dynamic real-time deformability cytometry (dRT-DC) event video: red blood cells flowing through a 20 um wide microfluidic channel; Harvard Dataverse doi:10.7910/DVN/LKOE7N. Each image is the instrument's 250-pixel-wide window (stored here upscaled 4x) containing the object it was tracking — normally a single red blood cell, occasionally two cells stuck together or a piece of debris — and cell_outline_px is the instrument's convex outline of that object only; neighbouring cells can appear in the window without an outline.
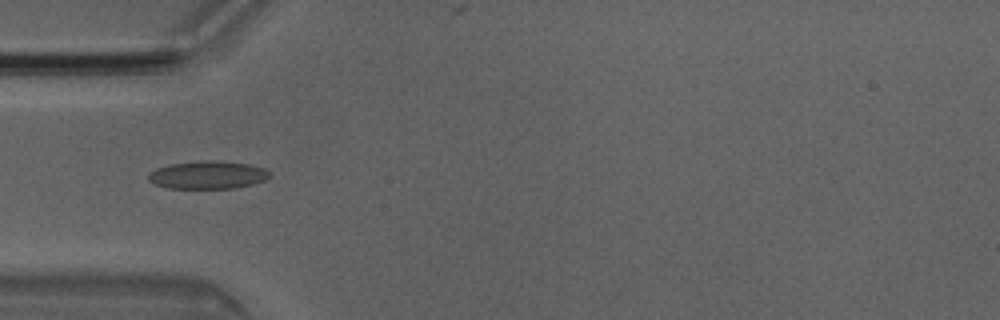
{"species": "Egyptian fruit bat (a non-hibernating species)", "species_latin": "Rousettus aegyptiacus", "temperature_condition": "room temperature", "stored_images_in_passage": 5, "camera_frame_rate_fps": 3000, "um_per_image_px": 0.085, "animal": {"sex": "male"}, "frame": {"image": 1, "passage_image": 4, "time_ms": 1.0, "image_size_px": [1000, 320], "cell_outline_px": [[268, 176], [264, 180], [252, 184], [232, 188], [168, 188], [152, 184], [148, 180], [148, 172], [156, 168], [172, 164], [200, 160], [216, 160], [248, 164], [264, 168], [268, 172]], "centroid_in_image_um": [17.59, 14.86], "position_along_channel_um": 67.4, "area_um2": 19.65}}